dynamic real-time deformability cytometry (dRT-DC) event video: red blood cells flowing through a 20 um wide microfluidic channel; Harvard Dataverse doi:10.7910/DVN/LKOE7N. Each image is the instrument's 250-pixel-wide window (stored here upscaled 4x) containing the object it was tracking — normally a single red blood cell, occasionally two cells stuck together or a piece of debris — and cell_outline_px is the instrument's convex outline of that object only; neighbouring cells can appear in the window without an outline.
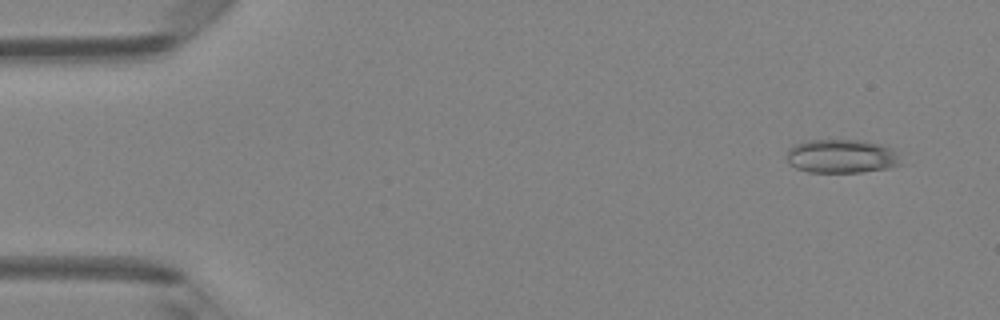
{"species": "Egyptian fruit bat (a non-hibernating species)", "species_latin": "Rousettus aegyptiacus", "temperature_condition": "room temperature", "stored_images_in_passage": 5, "camera_frame_rate_fps": 3000, "um_per_image_px": 0.085, "animal": {"sex": "female"}, "frame": {"image": 1, "passage_image": 2, "time_ms": 0.333, "image_size_px": [1000, 320], "cell_outline_px": [[908, 164], [888, 168], [860, 172], [808, 172], [796, 168], [788, 164], [788, 148], [804, 140], [864, 140], [888, 144]], "centroid_in_image_um": [71.64, 13.27], "position_along_channel_um": 13.4, "area_um2": 23.12}}